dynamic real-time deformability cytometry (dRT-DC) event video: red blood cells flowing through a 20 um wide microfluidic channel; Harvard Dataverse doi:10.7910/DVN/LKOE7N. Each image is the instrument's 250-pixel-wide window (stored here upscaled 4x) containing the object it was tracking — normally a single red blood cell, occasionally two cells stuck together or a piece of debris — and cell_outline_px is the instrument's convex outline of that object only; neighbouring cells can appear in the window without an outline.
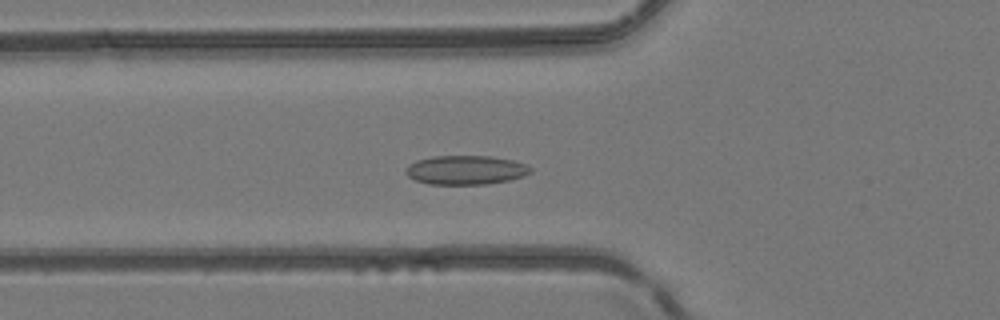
{"species": "common noctule bat (a hibernating species)", "species_latin": "Nyctalus noctula", "temperature_condition": "room temperature", "stored_images_in_passage": 47, "camera_frame_rate_fps": 3000, "um_per_image_px": 0.085, "animal": {"sex": "female", "body_mass_g": 24.6, "forearm_length_mm": 56.2}, "frame": {"image": 1, "passage_image": 15, "time_ms": 4.667, "image_size_px": [1000, 320], "cell_outline_px": [[532, 172], [524, 176], [508, 180], [488, 184], [428, 184], [416, 180], [408, 176], [404, 172], [404, 168], [408, 164], [416, 160], [432, 156], [492, 156], [512, 160], [524, 164], [532, 168]], "centroid_in_image_um": [39.56, 14.45], "position_along_channel_um": 86.2, "area_um2": 21.27}}
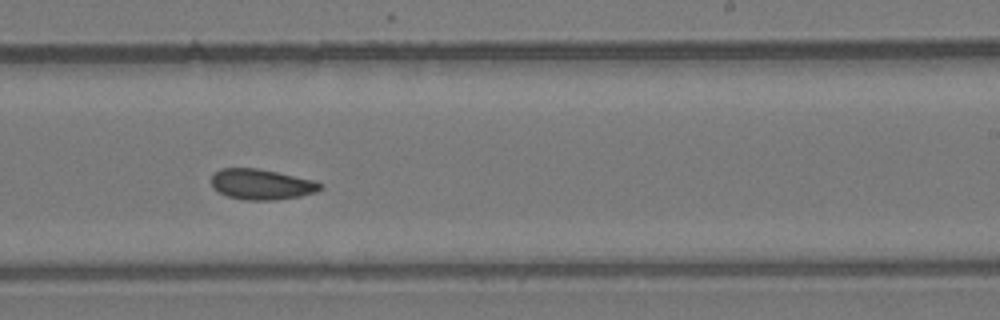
{"frame": {"image": 2, "passage_image": 28, "time_ms": 9.0, "image_size_px": [1000, 320], "cell_outline_px": [[324, 188], [316, 192], [300, 196], [276, 200], [248, 200], [228, 196], [212, 188], [212, 176], [220, 168], [256, 168], [316, 180], [324, 184]], "centroid_in_image_um": [22.28, 15.67], "position_along_channel_um": 266.7, "area_um2": 19.42}}
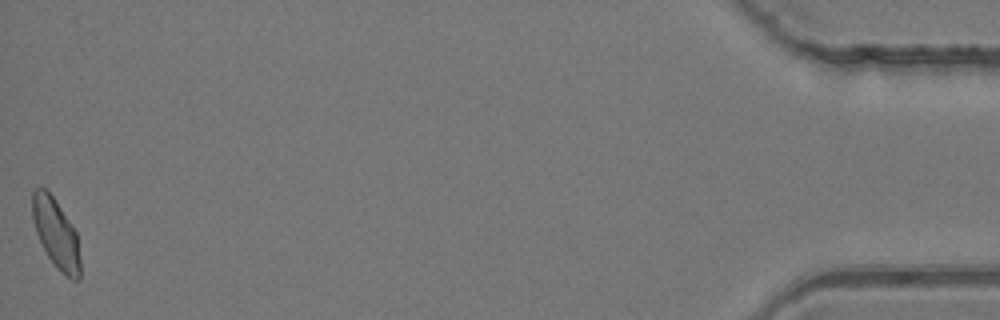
{"frame": {"image": 3, "passage_image": 47, "time_ms": 15.333, "image_size_px": [1000, 320], "cell_outline_px": [[80, 280], [72, 280], [48, 256], [36, 232], [32, 220], [32, 192], [36, 188], [44, 188], [52, 196], [76, 232], [80, 260]], "centroid_in_image_um": [4.75, 19.82], "position_along_channel_um": 430.5, "area_um2": 18.67}, "authors_computed_cell_mechanics": {"area_um2": 19.652, "velocity_mm_per_s": 4.1515, "shape_relaxation_time_tau1_ms": null, "shape_relaxation_time_tau2_ms": 2.8702, "deformation_change_tau1": null, "deformation_change_tau2": 0.0727}}